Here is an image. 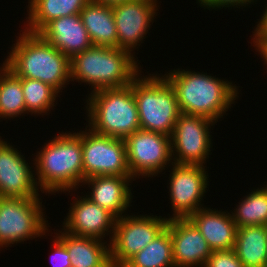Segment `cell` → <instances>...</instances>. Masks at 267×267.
<instances>
[{
	"label": "cell",
	"mask_w": 267,
	"mask_h": 267,
	"mask_svg": "<svg viewBox=\"0 0 267 267\" xmlns=\"http://www.w3.org/2000/svg\"><path fill=\"white\" fill-rule=\"evenodd\" d=\"M181 69V70H180ZM174 88L178 106L185 114L199 115L219 122L237 103L239 85L207 72L174 68L163 74ZM219 120V121H218Z\"/></svg>",
	"instance_id": "obj_2"
},
{
	"label": "cell",
	"mask_w": 267,
	"mask_h": 267,
	"mask_svg": "<svg viewBox=\"0 0 267 267\" xmlns=\"http://www.w3.org/2000/svg\"><path fill=\"white\" fill-rule=\"evenodd\" d=\"M54 234L66 247L71 267H104L110 261V243L107 241L76 236L62 228L54 230Z\"/></svg>",
	"instance_id": "obj_20"
},
{
	"label": "cell",
	"mask_w": 267,
	"mask_h": 267,
	"mask_svg": "<svg viewBox=\"0 0 267 267\" xmlns=\"http://www.w3.org/2000/svg\"><path fill=\"white\" fill-rule=\"evenodd\" d=\"M124 140L127 164L135 180L156 177L174 163L170 136L139 129Z\"/></svg>",
	"instance_id": "obj_9"
},
{
	"label": "cell",
	"mask_w": 267,
	"mask_h": 267,
	"mask_svg": "<svg viewBox=\"0 0 267 267\" xmlns=\"http://www.w3.org/2000/svg\"><path fill=\"white\" fill-rule=\"evenodd\" d=\"M86 97V126L92 131L125 139L140 129L132 83L124 87L97 90Z\"/></svg>",
	"instance_id": "obj_5"
},
{
	"label": "cell",
	"mask_w": 267,
	"mask_h": 267,
	"mask_svg": "<svg viewBox=\"0 0 267 267\" xmlns=\"http://www.w3.org/2000/svg\"><path fill=\"white\" fill-rule=\"evenodd\" d=\"M122 267H175L172 239L166 227L144 249L131 257Z\"/></svg>",
	"instance_id": "obj_26"
},
{
	"label": "cell",
	"mask_w": 267,
	"mask_h": 267,
	"mask_svg": "<svg viewBox=\"0 0 267 267\" xmlns=\"http://www.w3.org/2000/svg\"><path fill=\"white\" fill-rule=\"evenodd\" d=\"M159 0H136L112 6L117 30V48L135 56L159 12Z\"/></svg>",
	"instance_id": "obj_13"
},
{
	"label": "cell",
	"mask_w": 267,
	"mask_h": 267,
	"mask_svg": "<svg viewBox=\"0 0 267 267\" xmlns=\"http://www.w3.org/2000/svg\"><path fill=\"white\" fill-rule=\"evenodd\" d=\"M243 195L231 212L237 228L242 226H267V182L264 187H257Z\"/></svg>",
	"instance_id": "obj_24"
},
{
	"label": "cell",
	"mask_w": 267,
	"mask_h": 267,
	"mask_svg": "<svg viewBox=\"0 0 267 267\" xmlns=\"http://www.w3.org/2000/svg\"><path fill=\"white\" fill-rule=\"evenodd\" d=\"M82 159L83 181L97 175L131 176L125 140L98 134L87 126L82 131Z\"/></svg>",
	"instance_id": "obj_12"
},
{
	"label": "cell",
	"mask_w": 267,
	"mask_h": 267,
	"mask_svg": "<svg viewBox=\"0 0 267 267\" xmlns=\"http://www.w3.org/2000/svg\"><path fill=\"white\" fill-rule=\"evenodd\" d=\"M257 1L258 0H196V3H198L201 8L208 9L209 11L213 9L216 11L219 9L220 11L223 8L232 9V7L242 9L251 4H257Z\"/></svg>",
	"instance_id": "obj_29"
},
{
	"label": "cell",
	"mask_w": 267,
	"mask_h": 267,
	"mask_svg": "<svg viewBox=\"0 0 267 267\" xmlns=\"http://www.w3.org/2000/svg\"><path fill=\"white\" fill-rule=\"evenodd\" d=\"M22 90L26 111L31 116L49 115L58 102L60 94L51 85L29 78H22ZM60 94V95H58Z\"/></svg>",
	"instance_id": "obj_27"
},
{
	"label": "cell",
	"mask_w": 267,
	"mask_h": 267,
	"mask_svg": "<svg viewBox=\"0 0 267 267\" xmlns=\"http://www.w3.org/2000/svg\"><path fill=\"white\" fill-rule=\"evenodd\" d=\"M51 138L32 154L37 187L48 197L72 194L83 188L82 129L62 131Z\"/></svg>",
	"instance_id": "obj_1"
},
{
	"label": "cell",
	"mask_w": 267,
	"mask_h": 267,
	"mask_svg": "<svg viewBox=\"0 0 267 267\" xmlns=\"http://www.w3.org/2000/svg\"><path fill=\"white\" fill-rule=\"evenodd\" d=\"M26 114V105L22 90V78L9 68L0 73V119H19ZM21 116V117H20Z\"/></svg>",
	"instance_id": "obj_25"
},
{
	"label": "cell",
	"mask_w": 267,
	"mask_h": 267,
	"mask_svg": "<svg viewBox=\"0 0 267 267\" xmlns=\"http://www.w3.org/2000/svg\"><path fill=\"white\" fill-rule=\"evenodd\" d=\"M91 1L99 3V4L113 6L119 3L131 2V1H136V0H91Z\"/></svg>",
	"instance_id": "obj_33"
},
{
	"label": "cell",
	"mask_w": 267,
	"mask_h": 267,
	"mask_svg": "<svg viewBox=\"0 0 267 267\" xmlns=\"http://www.w3.org/2000/svg\"><path fill=\"white\" fill-rule=\"evenodd\" d=\"M265 5L263 13L260 15V19H257V25L253 28V35L250 36L252 38L251 43H267V6Z\"/></svg>",
	"instance_id": "obj_31"
},
{
	"label": "cell",
	"mask_w": 267,
	"mask_h": 267,
	"mask_svg": "<svg viewBox=\"0 0 267 267\" xmlns=\"http://www.w3.org/2000/svg\"><path fill=\"white\" fill-rule=\"evenodd\" d=\"M126 215L116 219L112 240L110 242V260L122 267L131 257L144 249L165 228L167 216Z\"/></svg>",
	"instance_id": "obj_8"
},
{
	"label": "cell",
	"mask_w": 267,
	"mask_h": 267,
	"mask_svg": "<svg viewBox=\"0 0 267 267\" xmlns=\"http://www.w3.org/2000/svg\"><path fill=\"white\" fill-rule=\"evenodd\" d=\"M255 48L256 54L260 55L267 69V43H250Z\"/></svg>",
	"instance_id": "obj_32"
},
{
	"label": "cell",
	"mask_w": 267,
	"mask_h": 267,
	"mask_svg": "<svg viewBox=\"0 0 267 267\" xmlns=\"http://www.w3.org/2000/svg\"><path fill=\"white\" fill-rule=\"evenodd\" d=\"M54 238V239H52ZM51 238L53 244H51L50 248H52L53 252L51 255V264L53 267H71L70 255L64 246V244L54 235Z\"/></svg>",
	"instance_id": "obj_30"
},
{
	"label": "cell",
	"mask_w": 267,
	"mask_h": 267,
	"mask_svg": "<svg viewBox=\"0 0 267 267\" xmlns=\"http://www.w3.org/2000/svg\"><path fill=\"white\" fill-rule=\"evenodd\" d=\"M207 166L176 164L168 167L169 199L172 215L168 220L187 219L199 209L206 206L202 203L209 185Z\"/></svg>",
	"instance_id": "obj_10"
},
{
	"label": "cell",
	"mask_w": 267,
	"mask_h": 267,
	"mask_svg": "<svg viewBox=\"0 0 267 267\" xmlns=\"http://www.w3.org/2000/svg\"><path fill=\"white\" fill-rule=\"evenodd\" d=\"M203 267H244L234 249L212 251Z\"/></svg>",
	"instance_id": "obj_28"
},
{
	"label": "cell",
	"mask_w": 267,
	"mask_h": 267,
	"mask_svg": "<svg viewBox=\"0 0 267 267\" xmlns=\"http://www.w3.org/2000/svg\"><path fill=\"white\" fill-rule=\"evenodd\" d=\"M175 267H203L212 253L207 241L187 219L168 220Z\"/></svg>",
	"instance_id": "obj_17"
},
{
	"label": "cell",
	"mask_w": 267,
	"mask_h": 267,
	"mask_svg": "<svg viewBox=\"0 0 267 267\" xmlns=\"http://www.w3.org/2000/svg\"><path fill=\"white\" fill-rule=\"evenodd\" d=\"M93 46L117 48L112 6L89 1L79 13Z\"/></svg>",
	"instance_id": "obj_22"
},
{
	"label": "cell",
	"mask_w": 267,
	"mask_h": 267,
	"mask_svg": "<svg viewBox=\"0 0 267 267\" xmlns=\"http://www.w3.org/2000/svg\"><path fill=\"white\" fill-rule=\"evenodd\" d=\"M133 181L136 180L132 176L97 175L85 179L82 185L89 188L90 192L84 193L86 197L118 219L126 215L130 206L132 207Z\"/></svg>",
	"instance_id": "obj_16"
},
{
	"label": "cell",
	"mask_w": 267,
	"mask_h": 267,
	"mask_svg": "<svg viewBox=\"0 0 267 267\" xmlns=\"http://www.w3.org/2000/svg\"><path fill=\"white\" fill-rule=\"evenodd\" d=\"M234 250L244 267H265L267 263V226L237 228Z\"/></svg>",
	"instance_id": "obj_23"
},
{
	"label": "cell",
	"mask_w": 267,
	"mask_h": 267,
	"mask_svg": "<svg viewBox=\"0 0 267 267\" xmlns=\"http://www.w3.org/2000/svg\"><path fill=\"white\" fill-rule=\"evenodd\" d=\"M2 62H3V63H2V65L0 66V73L7 67V64H6L5 60L2 61Z\"/></svg>",
	"instance_id": "obj_34"
},
{
	"label": "cell",
	"mask_w": 267,
	"mask_h": 267,
	"mask_svg": "<svg viewBox=\"0 0 267 267\" xmlns=\"http://www.w3.org/2000/svg\"><path fill=\"white\" fill-rule=\"evenodd\" d=\"M90 0H28L24 30L39 33L54 19L79 14ZM25 26V27H24Z\"/></svg>",
	"instance_id": "obj_21"
},
{
	"label": "cell",
	"mask_w": 267,
	"mask_h": 267,
	"mask_svg": "<svg viewBox=\"0 0 267 267\" xmlns=\"http://www.w3.org/2000/svg\"><path fill=\"white\" fill-rule=\"evenodd\" d=\"M212 251L234 249L237 226L230 211L211 207L199 209L188 218Z\"/></svg>",
	"instance_id": "obj_18"
},
{
	"label": "cell",
	"mask_w": 267,
	"mask_h": 267,
	"mask_svg": "<svg viewBox=\"0 0 267 267\" xmlns=\"http://www.w3.org/2000/svg\"><path fill=\"white\" fill-rule=\"evenodd\" d=\"M39 34L70 59L93 46L79 14L54 19Z\"/></svg>",
	"instance_id": "obj_19"
},
{
	"label": "cell",
	"mask_w": 267,
	"mask_h": 267,
	"mask_svg": "<svg viewBox=\"0 0 267 267\" xmlns=\"http://www.w3.org/2000/svg\"><path fill=\"white\" fill-rule=\"evenodd\" d=\"M157 73H140L132 82L140 129L171 136L181 111L174 88Z\"/></svg>",
	"instance_id": "obj_6"
},
{
	"label": "cell",
	"mask_w": 267,
	"mask_h": 267,
	"mask_svg": "<svg viewBox=\"0 0 267 267\" xmlns=\"http://www.w3.org/2000/svg\"><path fill=\"white\" fill-rule=\"evenodd\" d=\"M83 195H77L70 203L67 216L61 224L62 229L76 236L93 237L110 243L117 218ZM108 236L109 240L106 238Z\"/></svg>",
	"instance_id": "obj_15"
},
{
	"label": "cell",
	"mask_w": 267,
	"mask_h": 267,
	"mask_svg": "<svg viewBox=\"0 0 267 267\" xmlns=\"http://www.w3.org/2000/svg\"><path fill=\"white\" fill-rule=\"evenodd\" d=\"M138 61L121 48L92 46L70 59L71 82L89 85V93L124 87L142 73L143 65Z\"/></svg>",
	"instance_id": "obj_4"
},
{
	"label": "cell",
	"mask_w": 267,
	"mask_h": 267,
	"mask_svg": "<svg viewBox=\"0 0 267 267\" xmlns=\"http://www.w3.org/2000/svg\"><path fill=\"white\" fill-rule=\"evenodd\" d=\"M104 267H117L111 260Z\"/></svg>",
	"instance_id": "obj_35"
},
{
	"label": "cell",
	"mask_w": 267,
	"mask_h": 267,
	"mask_svg": "<svg viewBox=\"0 0 267 267\" xmlns=\"http://www.w3.org/2000/svg\"><path fill=\"white\" fill-rule=\"evenodd\" d=\"M216 123L203 116L181 112L170 136L174 163L205 166L212 154L211 126L214 128Z\"/></svg>",
	"instance_id": "obj_11"
},
{
	"label": "cell",
	"mask_w": 267,
	"mask_h": 267,
	"mask_svg": "<svg viewBox=\"0 0 267 267\" xmlns=\"http://www.w3.org/2000/svg\"><path fill=\"white\" fill-rule=\"evenodd\" d=\"M15 37L16 41L4 59L7 68L19 78L40 80L59 93L63 92L66 85L71 83L70 58L53 47L39 33L21 29Z\"/></svg>",
	"instance_id": "obj_3"
},
{
	"label": "cell",
	"mask_w": 267,
	"mask_h": 267,
	"mask_svg": "<svg viewBox=\"0 0 267 267\" xmlns=\"http://www.w3.org/2000/svg\"><path fill=\"white\" fill-rule=\"evenodd\" d=\"M0 136V197L36 198L41 196L35 180L33 162L21 150ZM29 162V163H28ZM29 164H32L31 166Z\"/></svg>",
	"instance_id": "obj_14"
},
{
	"label": "cell",
	"mask_w": 267,
	"mask_h": 267,
	"mask_svg": "<svg viewBox=\"0 0 267 267\" xmlns=\"http://www.w3.org/2000/svg\"><path fill=\"white\" fill-rule=\"evenodd\" d=\"M42 202V196L0 197V251L4 247H12V244L17 245L44 235L46 237L50 232L53 234Z\"/></svg>",
	"instance_id": "obj_7"
}]
</instances>
